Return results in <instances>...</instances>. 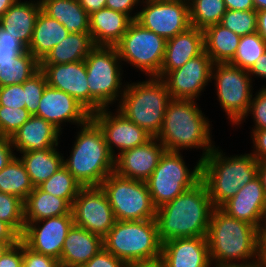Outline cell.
I'll return each mask as SVG.
<instances>
[{
    "mask_svg": "<svg viewBox=\"0 0 266 267\" xmlns=\"http://www.w3.org/2000/svg\"><path fill=\"white\" fill-rule=\"evenodd\" d=\"M258 176V161L249 153L227 157L214 147L201 163V181L214 207H220Z\"/></svg>",
    "mask_w": 266,
    "mask_h": 267,
    "instance_id": "5b68a950",
    "label": "cell"
},
{
    "mask_svg": "<svg viewBox=\"0 0 266 267\" xmlns=\"http://www.w3.org/2000/svg\"><path fill=\"white\" fill-rule=\"evenodd\" d=\"M41 191L65 199L71 206L83 188L64 165L49 179L37 186Z\"/></svg>",
    "mask_w": 266,
    "mask_h": 267,
    "instance_id": "8d00e7d4",
    "label": "cell"
},
{
    "mask_svg": "<svg viewBox=\"0 0 266 267\" xmlns=\"http://www.w3.org/2000/svg\"><path fill=\"white\" fill-rule=\"evenodd\" d=\"M227 10H255L253 0H224Z\"/></svg>",
    "mask_w": 266,
    "mask_h": 267,
    "instance_id": "11a10c76",
    "label": "cell"
},
{
    "mask_svg": "<svg viewBox=\"0 0 266 267\" xmlns=\"http://www.w3.org/2000/svg\"><path fill=\"white\" fill-rule=\"evenodd\" d=\"M27 51V48L0 47V62L12 61L13 58Z\"/></svg>",
    "mask_w": 266,
    "mask_h": 267,
    "instance_id": "9f6ffc18",
    "label": "cell"
},
{
    "mask_svg": "<svg viewBox=\"0 0 266 267\" xmlns=\"http://www.w3.org/2000/svg\"><path fill=\"white\" fill-rule=\"evenodd\" d=\"M9 138L0 136V171L16 156Z\"/></svg>",
    "mask_w": 266,
    "mask_h": 267,
    "instance_id": "f907efd6",
    "label": "cell"
},
{
    "mask_svg": "<svg viewBox=\"0 0 266 267\" xmlns=\"http://www.w3.org/2000/svg\"><path fill=\"white\" fill-rule=\"evenodd\" d=\"M256 262L260 267H266V237H258Z\"/></svg>",
    "mask_w": 266,
    "mask_h": 267,
    "instance_id": "680465c9",
    "label": "cell"
},
{
    "mask_svg": "<svg viewBox=\"0 0 266 267\" xmlns=\"http://www.w3.org/2000/svg\"><path fill=\"white\" fill-rule=\"evenodd\" d=\"M17 243H0V258L4 255V253L11 247L16 245Z\"/></svg>",
    "mask_w": 266,
    "mask_h": 267,
    "instance_id": "03108f58",
    "label": "cell"
},
{
    "mask_svg": "<svg viewBox=\"0 0 266 267\" xmlns=\"http://www.w3.org/2000/svg\"><path fill=\"white\" fill-rule=\"evenodd\" d=\"M204 51L213 63H229L235 56L241 36L235 34L220 23L204 30Z\"/></svg>",
    "mask_w": 266,
    "mask_h": 267,
    "instance_id": "d6a6232c",
    "label": "cell"
},
{
    "mask_svg": "<svg viewBox=\"0 0 266 267\" xmlns=\"http://www.w3.org/2000/svg\"><path fill=\"white\" fill-rule=\"evenodd\" d=\"M103 248V238L73 224L60 256L62 267H81Z\"/></svg>",
    "mask_w": 266,
    "mask_h": 267,
    "instance_id": "d4e9b609",
    "label": "cell"
},
{
    "mask_svg": "<svg viewBox=\"0 0 266 267\" xmlns=\"http://www.w3.org/2000/svg\"><path fill=\"white\" fill-rule=\"evenodd\" d=\"M71 212L75 225L102 238L116 221L108 197L101 186L83 187L73 201Z\"/></svg>",
    "mask_w": 266,
    "mask_h": 267,
    "instance_id": "5bb4252c",
    "label": "cell"
},
{
    "mask_svg": "<svg viewBox=\"0 0 266 267\" xmlns=\"http://www.w3.org/2000/svg\"><path fill=\"white\" fill-rule=\"evenodd\" d=\"M59 260L36 253L23 243V265L21 267H60Z\"/></svg>",
    "mask_w": 266,
    "mask_h": 267,
    "instance_id": "f6af8a7d",
    "label": "cell"
},
{
    "mask_svg": "<svg viewBox=\"0 0 266 267\" xmlns=\"http://www.w3.org/2000/svg\"><path fill=\"white\" fill-rule=\"evenodd\" d=\"M213 267H260L258 263H252V264H247V265H216Z\"/></svg>",
    "mask_w": 266,
    "mask_h": 267,
    "instance_id": "003e7915",
    "label": "cell"
},
{
    "mask_svg": "<svg viewBox=\"0 0 266 267\" xmlns=\"http://www.w3.org/2000/svg\"><path fill=\"white\" fill-rule=\"evenodd\" d=\"M257 32L266 42V9L257 11Z\"/></svg>",
    "mask_w": 266,
    "mask_h": 267,
    "instance_id": "91938a15",
    "label": "cell"
},
{
    "mask_svg": "<svg viewBox=\"0 0 266 267\" xmlns=\"http://www.w3.org/2000/svg\"><path fill=\"white\" fill-rule=\"evenodd\" d=\"M37 117L43 118L60 132L63 122L80 127L91 119V113L76 99L64 91L46 85L39 101Z\"/></svg>",
    "mask_w": 266,
    "mask_h": 267,
    "instance_id": "ac0fdd59",
    "label": "cell"
},
{
    "mask_svg": "<svg viewBox=\"0 0 266 267\" xmlns=\"http://www.w3.org/2000/svg\"><path fill=\"white\" fill-rule=\"evenodd\" d=\"M131 267H160L159 265H152V266H131Z\"/></svg>",
    "mask_w": 266,
    "mask_h": 267,
    "instance_id": "a7ac6f4b",
    "label": "cell"
},
{
    "mask_svg": "<svg viewBox=\"0 0 266 267\" xmlns=\"http://www.w3.org/2000/svg\"><path fill=\"white\" fill-rule=\"evenodd\" d=\"M215 80L216 93L221 108L233 125L246 116L252 95V78L247 70L230 63H214L211 81Z\"/></svg>",
    "mask_w": 266,
    "mask_h": 267,
    "instance_id": "7c38bea8",
    "label": "cell"
},
{
    "mask_svg": "<svg viewBox=\"0 0 266 267\" xmlns=\"http://www.w3.org/2000/svg\"><path fill=\"white\" fill-rule=\"evenodd\" d=\"M136 21L166 41L186 31L190 25L189 2L145 0Z\"/></svg>",
    "mask_w": 266,
    "mask_h": 267,
    "instance_id": "4fadbf2b",
    "label": "cell"
},
{
    "mask_svg": "<svg viewBox=\"0 0 266 267\" xmlns=\"http://www.w3.org/2000/svg\"><path fill=\"white\" fill-rule=\"evenodd\" d=\"M47 84L66 92L89 111V86L84 60L66 63L40 65Z\"/></svg>",
    "mask_w": 266,
    "mask_h": 267,
    "instance_id": "44dd1931",
    "label": "cell"
},
{
    "mask_svg": "<svg viewBox=\"0 0 266 267\" xmlns=\"http://www.w3.org/2000/svg\"><path fill=\"white\" fill-rule=\"evenodd\" d=\"M132 21L131 16L105 7L89 15V33L96 46H115Z\"/></svg>",
    "mask_w": 266,
    "mask_h": 267,
    "instance_id": "484cf974",
    "label": "cell"
},
{
    "mask_svg": "<svg viewBox=\"0 0 266 267\" xmlns=\"http://www.w3.org/2000/svg\"><path fill=\"white\" fill-rule=\"evenodd\" d=\"M0 47L26 48L17 38L8 34V31L0 26Z\"/></svg>",
    "mask_w": 266,
    "mask_h": 267,
    "instance_id": "f5cc1de1",
    "label": "cell"
},
{
    "mask_svg": "<svg viewBox=\"0 0 266 267\" xmlns=\"http://www.w3.org/2000/svg\"><path fill=\"white\" fill-rule=\"evenodd\" d=\"M72 206L63 198L54 196L34 187L24 201L25 222L72 214Z\"/></svg>",
    "mask_w": 266,
    "mask_h": 267,
    "instance_id": "1f68e13d",
    "label": "cell"
},
{
    "mask_svg": "<svg viewBox=\"0 0 266 267\" xmlns=\"http://www.w3.org/2000/svg\"><path fill=\"white\" fill-rule=\"evenodd\" d=\"M204 51V32L196 27H189L166 41V48L160 73L163 78L169 71L182 67L187 61Z\"/></svg>",
    "mask_w": 266,
    "mask_h": 267,
    "instance_id": "603a6c76",
    "label": "cell"
},
{
    "mask_svg": "<svg viewBox=\"0 0 266 267\" xmlns=\"http://www.w3.org/2000/svg\"><path fill=\"white\" fill-rule=\"evenodd\" d=\"M138 3L142 4L141 0H106V8L127 14L131 16L133 20H136L137 18V13H134L135 15L133 16L131 13L134 8L137 7ZM136 6V7H135ZM131 14V15H130Z\"/></svg>",
    "mask_w": 266,
    "mask_h": 267,
    "instance_id": "681fc988",
    "label": "cell"
},
{
    "mask_svg": "<svg viewBox=\"0 0 266 267\" xmlns=\"http://www.w3.org/2000/svg\"><path fill=\"white\" fill-rule=\"evenodd\" d=\"M125 87L117 110L152 137H157L165 110L172 100L165 82L162 78L150 76L145 81L128 83Z\"/></svg>",
    "mask_w": 266,
    "mask_h": 267,
    "instance_id": "52a82bcc",
    "label": "cell"
},
{
    "mask_svg": "<svg viewBox=\"0 0 266 267\" xmlns=\"http://www.w3.org/2000/svg\"><path fill=\"white\" fill-rule=\"evenodd\" d=\"M40 69V62L27 50L12 61L0 62V87L23 84Z\"/></svg>",
    "mask_w": 266,
    "mask_h": 267,
    "instance_id": "e575fe53",
    "label": "cell"
},
{
    "mask_svg": "<svg viewBox=\"0 0 266 267\" xmlns=\"http://www.w3.org/2000/svg\"><path fill=\"white\" fill-rule=\"evenodd\" d=\"M0 220L8 223L20 236L25 229L24 201L0 192Z\"/></svg>",
    "mask_w": 266,
    "mask_h": 267,
    "instance_id": "f35d334b",
    "label": "cell"
},
{
    "mask_svg": "<svg viewBox=\"0 0 266 267\" xmlns=\"http://www.w3.org/2000/svg\"><path fill=\"white\" fill-rule=\"evenodd\" d=\"M17 0H0V18Z\"/></svg>",
    "mask_w": 266,
    "mask_h": 267,
    "instance_id": "6125c7cd",
    "label": "cell"
},
{
    "mask_svg": "<svg viewBox=\"0 0 266 267\" xmlns=\"http://www.w3.org/2000/svg\"><path fill=\"white\" fill-rule=\"evenodd\" d=\"M226 11L224 0H189L190 25L204 30L220 23Z\"/></svg>",
    "mask_w": 266,
    "mask_h": 267,
    "instance_id": "d590c367",
    "label": "cell"
},
{
    "mask_svg": "<svg viewBox=\"0 0 266 267\" xmlns=\"http://www.w3.org/2000/svg\"><path fill=\"white\" fill-rule=\"evenodd\" d=\"M209 120L195 100L172 99L165 110L162 128L157 139L166 151L202 149V161L215 147L210 134Z\"/></svg>",
    "mask_w": 266,
    "mask_h": 267,
    "instance_id": "3957f363",
    "label": "cell"
},
{
    "mask_svg": "<svg viewBox=\"0 0 266 267\" xmlns=\"http://www.w3.org/2000/svg\"><path fill=\"white\" fill-rule=\"evenodd\" d=\"M121 61L129 63L147 76L160 73L166 40L133 20L121 40L115 45Z\"/></svg>",
    "mask_w": 266,
    "mask_h": 267,
    "instance_id": "8fae6325",
    "label": "cell"
},
{
    "mask_svg": "<svg viewBox=\"0 0 266 267\" xmlns=\"http://www.w3.org/2000/svg\"><path fill=\"white\" fill-rule=\"evenodd\" d=\"M31 116L26 108L0 106V136L10 139Z\"/></svg>",
    "mask_w": 266,
    "mask_h": 267,
    "instance_id": "60d3db41",
    "label": "cell"
},
{
    "mask_svg": "<svg viewBox=\"0 0 266 267\" xmlns=\"http://www.w3.org/2000/svg\"><path fill=\"white\" fill-rule=\"evenodd\" d=\"M252 143L253 148L252 155L257 159V161L266 160V129L262 130H252Z\"/></svg>",
    "mask_w": 266,
    "mask_h": 267,
    "instance_id": "c3c4849f",
    "label": "cell"
},
{
    "mask_svg": "<svg viewBox=\"0 0 266 267\" xmlns=\"http://www.w3.org/2000/svg\"><path fill=\"white\" fill-rule=\"evenodd\" d=\"M23 265V242L11 246L0 258V267H21Z\"/></svg>",
    "mask_w": 266,
    "mask_h": 267,
    "instance_id": "7dc6e473",
    "label": "cell"
},
{
    "mask_svg": "<svg viewBox=\"0 0 266 267\" xmlns=\"http://www.w3.org/2000/svg\"><path fill=\"white\" fill-rule=\"evenodd\" d=\"M108 110L110 109L102 108L91 114V119L102 130L105 142L114 158L117 154L113 146L120 151L119 155L126 150L143 145L152 138L149 133L130 121L119 110H116L117 114H112Z\"/></svg>",
    "mask_w": 266,
    "mask_h": 267,
    "instance_id": "e0dca14e",
    "label": "cell"
},
{
    "mask_svg": "<svg viewBox=\"0 0 266 267\" xmlns=\"http://www.w3.org/2000/svg\"><path fill=\"white\" fill-rule=\"evenodd\" d=\"M255 95L256 97L251 99L246 116L237 125L243 123V120H245L249 114H252L253 121L255 122V126H253L254 129L252 128V130L266 129V86L256 92Z\"/></svg>",
    "mask_w": 266,
    "mask_h": 267,
    "instance_id": "7bdbcfd3",
    "label": "cell"
},
{
    "mask_svg": "<svg viewBox=\"0 0 266 267\" xmlns=\"http://www.w3.org/2000/svg\"><path fill=\"white\" fill-rule=\"evenodd\" d=\"M103 248L129 267L159 265L162 243L156 220H116L103 237Z\"/></svg>",
    "mask_w": 266,
    "mask_h": 267,
    "instance_id": "277c9868",
    "label": "cell"
},
{
    "mask_svg": "<svg viewBox=\"0 0 266 267\" xmlns=\"http://www.w3.org/2000/svg\"><path fill=\"white\" fill-rule=\"evenodd\" d=\"M258 177L266 193V160L258 161Z\"/></svg>",
    "mask_w": 266,
    "mask_h": 267,
    "instance_id": "94428289",
    "label": "cell"
},
{
    "mask_svg": "<svg viewBox=\"0 0 266 267\" xmlns=\"http://www.w3.org/2000/svg\"><path fill=\"white\" fill-rule=\"evenodd\" d=\"M0 106L25 108V91L23 84L0 87Z\"/></svg>",
    "mask_w": 266,
    "mask_h": 267,
    "instance_id": "ee69618b",
    "label": "cell"
},
{
    "mask_svg": "<svg viewBox=\"0 0 266 267\" xmlns=\"http://www.w3.org/2000/svg\"><path fill=\"white\" fill-rule=\"evenodd\" d=\"M64 167L83 187L101 186L115 170V158L108 149L102 130L90 119L81 125Z\"/></svg>",
    "mask_w": 266,
    "mask_h": 267,
    "instance_id": "8992f818",
    "label": "cell"
},
{
    "mask_svg": "<svg viewBox=\"0 0 266 267\" xmlns=\"http://www.w3.org/2000/svg\"><path fill=\"white\" fill-rule=\"evenodd\" d=\"M258 237H266V210L264 211L258 228Z\"/></svg>",
    "mask_w": 266,
    "mask_h": 267,
    "instance_id": "be15d7a7",
    "label": "cell"
},
{
    "mask_svg": "<svg viewBox=\"0 0 266 267\" xmlns=\"http://www.w3.org/2000/svg\"><path fill=\"white\" fill-rule=\"evenodd\" d=\"M81 267H129L123 260L102 248L95 256Z\"/></svg>",
    "mask_w": 266,
    "mask_h": 267,
    "instance_id": "bcb514c9",
    "label": "cell"
},
{
    "mask_svg": "<svg viewBox=\"0 0 266 267\" xmlns=\"http://www.w3.org/2000/svg\"><path fill=\"white\" fill-rule=\"evenodd\" d=\"M213 62L203 51L182 67L169 71L162 79L172 99L196 100L211 82ZM202 91V92H201Z\"/></svg>",
    "mask_w": 266,
    "mask_h": 267,
    "instance_id": "2e32d148",
    "label": "cell"
},
{
    "mask_svg": "<svg viewBox=\"0 0 266 267\" xmlns=\"http://www.w3.org/2000/svg\"><path fill=\"white\" fill-rule=\"evenodd\" d=\"M60 132L43 118L32 115L10 138L12 147L20 153L57 147Z\"/></svg>",
    "mask_w": 266,
    "mask_h": 267,
    "instance_id": "cb8c5ba5",
    "label": "cell"
},
{
    "mask_svg": "<svg viewBox=\"0 0 266 267\" xmlns=\"http://www.w3.org/2000/svg\"><path fill=\"white\" fill-rule=\"evenodd\" d=\"M250 77L252 78V75L254 77H260L266 79V51L259 56V58L256 60L255 64L250 68L248 71Z\"/></svg>",
    "mask_w": 266,
    "mask_h": 267,
    "instance_id": "db71d44e",
    "label": "cell"
},
{
    "mask_svg": "<svg viewBox=\"0 0 266 267\" xmlns=\"http://www.w3.org/2000/svg\"><path fill=\"white\" fill-rule=\"evenodd\" d=\"M255 11L266 9V0H253Z\"/></svg>",
    "mask_w": 266,
    "mask_h": 267,
    "instance_id": "e7e4bbea",
    "label": "cell"
},
{
    "mask_svg": "<svg viewBox=\"0 0 266 267\" xmlns=\"http://www.w3.org/2000/svg\"><path fill=\"white\" fill-rule=\"evenodd\" d=\"M220 24L239 36L254 34L257 32V11L227 10Z\"/></svg>",
    "mask_w": 266,
    "mask_h": 267,
    "instance_id": "ab89813d",
    "label": "cell"
},
{
    "mask_svg": "<svg viewBox=\"0 0 266 267\" xmlns=\"http://www.w3.org/2000/svg\"><path fill=\"white\" fill-rule=\"evenodd\" d=\"M214 208L202 181L158 207L155 220L161 243L174 238L207 237Z\"/></svg>",
    "mask_w": 266,
    "mask_h": 267,
    "instance_id": "6da1fadb",
    "label": "cell"
},
{
    "mask_svg": "<svg viewBox=\"0 0 266 267\" xmlns=\"http://www.w3.org/2000/svg\"><path fill=\"white\" fill-rule=\"evenodd\" d=\"M266 51V42L258 32L241 36L237 52L229 62L243 70L249 71L256 60Z\"/></svg>",
    "mask_w": 266,
    "mask_h": 267,
    "instance_id": "74e56055",
    "label": "cell"
},
{
    "mask_svg": "<svg viewBox=\"0 0 266 267\" xmlns=\"http://www.w3.org/2000/svg\"><path fill=\"white\" fill-rule=\"evenodd\" d=\"M42 11L69 32L89 33V14L79 0H40Z\"/></svg>",
    "mask_w": 266,
    "mask_h": 267,
    "instance_id": "f1b7e54d",
    "label": "cell"
},
{
    "mask_svg": "<svg viewBox=\"0 0 266 267\" xmlns=\"http://www.w3.org/2000/svg\"><path fill=\"white\" fill-rule=\"evenodd\" d=\"M30 181L34 187L49 179L63 166L64 156L57 147L20 153Z\"/></svg>",
    "mask_w": 266,
    "mask_h": 267,
    "instance_id": "4dcf8cb0",
    "label": "cell"
},
{
    "mask_svg": "<svg viewBox=\"0 0 266 267\" xmlns=\"http://www.w3.org/2000/svg\"><path fill=\"white\" fill-rule=\"evenodd\" d=\"M84 62L89 86V112L93 114L109 108L113 102H120L126 85L122 86V61L116 47L96 46Z\"/></svg>",
    "mask_w": 266,
    "mask_h": 267,
    "instance_id": "ba28073f",
    "label": "cell"
},
{
    "mask_svg": "<svg viewBox=\"0 0 266 267\" xmlns=\"http://www.w3.org/2000/svg\"><path fill=\"white\" fill-rule=\"evenodd\" d=\"M21 236L6 222L0 220V243H18Z\"/></svg>",
    "mask_w": 266,
    "mask_h": 267,
    "instance_id": "816d5d0a",
    "label": "cell"
},
{
    "mask_svg": "<svg viewBox=\"0 0 266 267\" xmlns=\"http://www.w3.org/2000/svg\"><path fill=\"white\" fill-rule=\"evenodd\" d=\"M47 85V79L41 69L23 83L25 91V108L31 115H36L39 101Z\"/></svg>",
    "mask_w": 266,
    "mask_h": 267,
    "instance_id": "b9f144b4",
    "label": "cell"
},
{
    "mask_svg": "<svg viewBox=\"0 0 266 267\" xmlns=\"http://www.w3.org/2000/svg\"><path fill=\"white\" fill-rule=\"evenodd\" d=\"M207 241L214 266L247 265L257 261L258 228L229 216L219 207L212 211Z\"/></svg>",
    "mask_w": 266,
    "mask_h": 267,
    "instance_id": "7a4b0ae2",
    "label": "cell"
},
{
    "mask_svg": "<svg viewBox=\"0 0 266 267\" xmlns=\"http://www.w3.org/2000/svg\"><path fill=\"white\" fill-rule=\"evenodd\" d=\"M160 267H211L207 237L174 238L162 243Z\"/></svg>",
    "mask_w": 266,
    "mask_h": 267,
    "instance_id": "ffe728a7",
    "label": "cell"
},
{
    "mask_svg": "<svg viewBox=\"0 0 266 267\" xmlns=\"http://www.w3.org/2000/svg\"><path fill=\"white\" fill-rule=\"evenodd\" d=\"M80 5L90 15L94 11L105 8L106 0H79Z\"/></svg>",
    "mask_w": 266,
    "mask_h": 267,
    "instance_id": "6f0895ef",
    "label": "cell"
},
{
    "mask_svg": "<svg viewBox=\"0 0 266 267\" xmlns=\"http://www.w3.org/2000/svg\"><path fill=\"white\" fill-rule=\"evenodd\" d=\"M69 31L63 24L50 18L42 10L39 12L31 43L27 50L41 62L50 50L66 38Z\"/></svg>",
    "mask_w": 266,
    "mask_h": 267,
    "instance_id": "83f0119b",
    "label": "cell"
},
{
    "mask_svg": "<svg viewBox=\"0 0 266 267\" xmlns=\"http://www.w3.org/2000/svg\"><path fill=\"white\" fill-rule=\"evenodd\" d=\"M165 151L164 145L156 137H152L143 145L117 155L114 172L125 178L146 181Z\"/></svg>",
    "mask_w": 266,
    "mask_h": 267,
    "instance_id": "d6986e66",
    "label": "cell"
},
{
    "mask_svg": "<svg viewBox=\"0 0 266 267\" xmlns=\"http://www.w3.org/2000/svg\"><path fill=\"white\" fill-rule=\"evenodd\" d=\"M73 224L72 214L25 222L21 241L36 253L60 260L64 241Z\"/></svg>",
    "mask_w": 266,
    "mask_h": 267,
    "instance_id": "9a60e30c",
    "label": "cell"
},
{
    "mask_svg": "<svg viewBox=\"0 0 266 267\" xmlns=\"http://www.w3.org/2000/svg\"><path fill=\"white\" fill-rule=\"evenodd\" d=\"M34 189L23 162L15 156L0 171V192L17 196L25 201Z\"/></svg>",
    "mask_w": 266,
    "mask_h": 267,
    "instance_id": "836d02e7",
    "label": "cell"
},
{
    "mask_svg": "<svg viewBox=\"0 0 266 267\" xmlns=\"http://www.w3.org/2000/svg\"><path fill=\"white\" fill-rule=\"evenodd\" d=\"M41 10L40 0L36 2L17 0L0 18V26L28 48Z\"/></svg>",
    "mask_w": 266,
    "mask_h": 267,
    "instance_id": "4316f807",
    "label": "cell"
},
{
    "mask_svg": "<svg viewBox=\"0 0 266 267\" xmlns=\"http://www.w3.org/2000/svg\"><path fill=\"white\" fill-rule=\"evenodd\" d=\"M96 47L90 33L69 32L59 44L54 46L40 65L66 64L85 60Z\"/></svg>",
    "mask_w": 266,
    "mask_h": 267,
    "instance_id": "f546056e",
    "label": "cell"
},
{
    "mask_svg": "<svg viewBox=\"0 0 266 267\" xmlns=\"http://www.w3.org/2000/svg\"><path fill=\"white\" fill-rule=\"evenodd\" d=\"M164 1H184V2H189V0H164Z\"/></svg>",
    "mask_w": 266,
    "mask_h": 267,
    "instance_id": "89a4df30",
    "label": "cell"
},
{
    "mask_svg": "<svg viewBox=\"0 0 266 267\" xmlns=\"http://www.w3.org/2000/svg\"><path fill=\"white\" fill-rule=\"evenodd\" d=\"M117 221L155 219L157 208L145 181L125 178L112 172L102 182Z\"/></svg>",
    "mask_w": 266,
    "mask_h": 267,
    "instance_id": "30bf717a",
    "label": "cell"
},
{
    "mask_svg": "<svg viewBox=\"0 0 266 267\" xmlns=\"http://www.w3.org/2000/svg\"><path fill=\"white\" fill-rule=\"evenodd\" d=\"M219 208L229 216L259 228L262 215L266 210V193L260 178L257 176L240 188Z\"/></svg>",
    "mask_w": 266,
    "mask_h": 267,
    "instance_id": "7402d4cb",
    "label": "cell"
},
{
    "mask_svg": "<svg viewBox=\"0 0 266 267\" xmlns=\"http://www.w3.org/2000/svg\"><path fill=\"white\" fill-rule=\"evenodd\" d=\"M199 159L193 170L185 164L181 152L165 151L151 176L145 181L156 208L174 200L201 181Z\"/></svg>",
    "mask_w": 266,
    "mask_h": 267,
    "instance_id": "9c48e42d",
    "label": "cell"
}]
</instances>
